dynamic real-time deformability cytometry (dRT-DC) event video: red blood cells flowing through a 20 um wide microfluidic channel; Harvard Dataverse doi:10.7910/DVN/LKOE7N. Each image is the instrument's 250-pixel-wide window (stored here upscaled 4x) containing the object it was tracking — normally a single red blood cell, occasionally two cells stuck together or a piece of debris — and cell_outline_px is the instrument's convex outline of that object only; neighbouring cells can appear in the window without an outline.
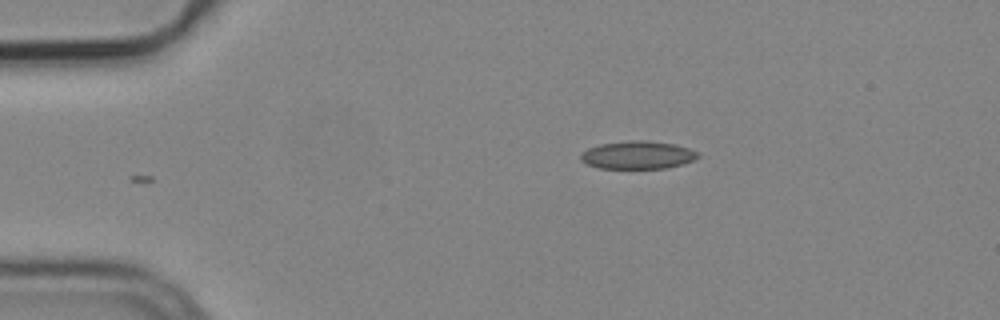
{"species": "common noctule bat (a hibernating species)", "species_latin": "Nyctalus noctula", "temperature_condition": "cold", "stored_images_in_passage": 3, "camera_frame_rate_fps": 3000, "um_per_image_px": 0.085, "animal": {"sex": "male", "body_mass_g": 19.2, "forearm_length_mm": 51.8}, "frame": {"image": 1, "passage_image": 3, "time_ms": 0.667, "image_size_px": [1000, 320], "cell_outline_px": [[700, 156], [692, 160], [680, 164], [664, 168], [600, 168], [588, 164], [580, 160], [580, 156], [588, 148], [600, 144], [636, 140], [644, 140], [676, 144], [688, 148], [696, 152]], "centroid_in_image_um": [54.19, 13.17], "position_along_channel_um": 30.8, "area_um2": 18.73}}